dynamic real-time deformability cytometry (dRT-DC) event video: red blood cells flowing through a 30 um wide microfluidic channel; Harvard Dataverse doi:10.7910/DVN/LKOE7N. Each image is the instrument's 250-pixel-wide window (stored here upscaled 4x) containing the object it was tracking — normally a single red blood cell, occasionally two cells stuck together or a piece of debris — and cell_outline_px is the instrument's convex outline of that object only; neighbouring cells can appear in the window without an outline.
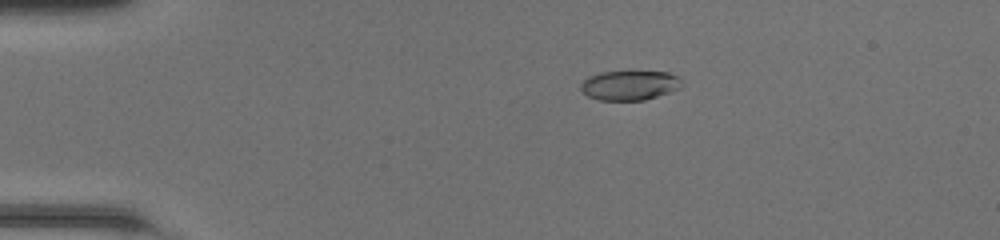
{"species": "common noctule bat (a hibernating species)", "species_latin": "Nyctalus noctula", "temperature_condition": "room temperature", "stored_images_in_passage": 40, "camera_frame_rate_fps": 3000, "um_per_image_px": 0.085, "animal": {"sex": "female", "body_mass_g": 20.0, "forearm_length_mm": 54.0}, "frame": {"image": 1, "passage_image": 1, "time_ms": 0.0, "image_size_px": [1000, 240], "cell_outline_px": [[684, 84], [680, 88], [644, 100], [600, 100], [588, 96], [580, 88], [580, 84], [588, 76], [600, 72], [632, 68], [668, 72], [680, 76], [684, 80]], "centroid_in_image_um": [53.57, 7.17], "position_along_channel_um": 31.4, "area_um2": 18.44}}
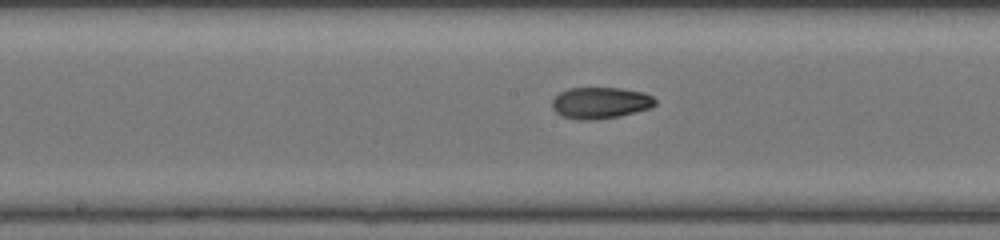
{"frame": {"image": 2, "passage_image": 17, "time_ms": 5.333, "image_size_px": [1000, 240], "cell_outline_px": [[656, 104], [652, 108], [620, 116], [596, 120], [580, 120], [564, 116], [556, 112], [552, 108], [552, 100], [560, 92], [568, 88], [620, 88], [644, 92], [652, 96], [656, 100]], "centroid_in_image_um": [51.06, 8.74], "position_along_channel_um": 197.1, "area_um2": 19.02}}
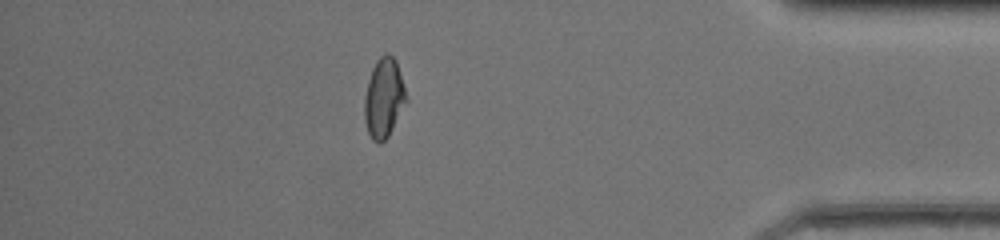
{"frame": {"image": 3, "passage_image": 34, "time_ms": 11.0, "image_size_px": [1000, 240], "cell_outline_px": [[408, 100], [388, 136], [380, 144], [376, 144], [372, 140], [368, 132], [364, 120], [364, 96], [368, 80], [372, 68], [376, 60], [384, 52], [388, 52], [396, 60]], "centroid_in_image_um": [32.61, 8.33], "position_along_channel_um": 402.6, "area_um2": 19.54}, "authors_computed_cell_mechanics": {"area_um2": 18.8717, "velocity_mm_per_s": 4.2949, "shape_relaxation_time_tau1_ms": 3.2923, "shape_relaxation_time_tau2_ms": 2.3049, "deformation_change_tau1": 0.1855, "deformation_change_tau2": 0.0663}}